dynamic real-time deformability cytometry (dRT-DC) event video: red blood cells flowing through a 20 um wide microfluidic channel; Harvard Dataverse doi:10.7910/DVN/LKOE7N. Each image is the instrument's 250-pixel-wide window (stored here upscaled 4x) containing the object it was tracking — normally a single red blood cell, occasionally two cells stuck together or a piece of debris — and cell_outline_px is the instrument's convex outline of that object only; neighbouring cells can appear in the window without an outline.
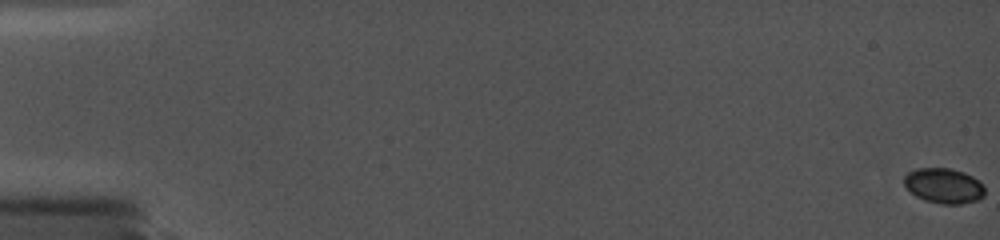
{"species": "common noctule bat (a hibernating species)", "species_latin": "Nyctalus noctula", "temperature_condition": "cold", "stored_images_in_passage": 51, "camera_frame_rate_fps": 5000, "um_per_image_px": 0.085, "animal": {"sex": "female", "body_mass_g": 19.0, "forearm_length_mm": 56.7}, "frame": {"image": 1, "passage_image": 1, "time_ms": 0.0, "image_size_px": [1000, 240], "cell_outline_px": [[984, 196], [976, 200], [960, 204], [940, 204], [924, 200], [916, 196], [904, 184], [904, 176], [908, 172], [916, 168], [952, 168], [964, 172], [972, 176], [984, 184]], "centroid_in_image_um": [80.23, 15.78], "position_along_channel_um": 4.8, "area_um2": 16.59}}
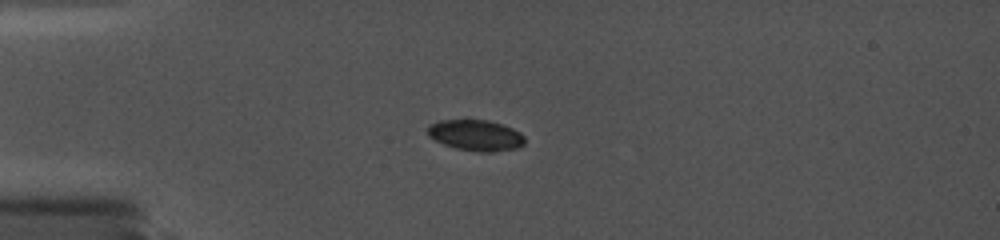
{"frame": {"image": 2, "passage_image": 34, "time_ms": 5.2, "image_size_px": [1000, 240], "cell_outline_px": [[524, 144], [516, 148], [492, 152], [480, 152], [456, 148], [444, 144], [428, 136], [428, 124], [440, 120], [464, 116], [488, 120], [512, 128], [520, 132], [524, 136]], "centroid_in_image_um": [40.4, 11.44], "position_along_channel_um": 44.6, "area_um2": 18.09}}